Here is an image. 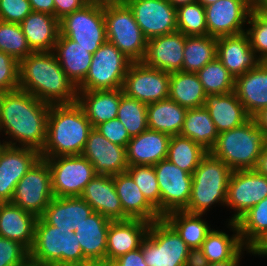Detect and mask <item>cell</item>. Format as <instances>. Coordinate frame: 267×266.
<instances>
[{
    "label": "cell",
    "instance_id": "6da1fadb",
    "mask_svg": "<svg viewBox=\"0 0 267 266\" xmlns=\"http://www.w3.org/2000/svg\"><path fill=\"white\" fill-rule=\"evenodd\" d=\"M50 106L20 88L5 92L0 115V135L7 136L3 143L40 152L46 141Z\"/></svg>",
    "mask_w": 267,
    "mask_h": 266
},
{
    "label": "cell",
    "instance_id": "7a4b0ae2",
    "mask_svg": "<svg viewBox=\"0 0 267 266\" xmlns=\"http://www.w3.org/2000/svg\"><path fill=\"white\" fill-rule=\"evenodd\" d=\"M19 88L49 105L77 102L78 88L53 52H32L19 61Z\"/></svg>",
    "mask_w": 267,
    "mask_h": 266
},
{
    "label": "cell",
    "instance_id": "3957f363",
    "mask_svg": "<svg viewBox=\"0 0 267 266\" xmlns=\"http://www.w3.org/2000/svg\"><path fill=\"white\" fill-rule=\"evenodd\" d=\"M93 129L83 108L77 103L51 105L41 158L82 155Z\"/></svg>",
    "mask_w": 267,
    "mask_h": 266
},
{
    "label": "cell",
    "instance_id": "277c9868",
    "mask_svg": "<svg viewBox=\"0 0 267 266\" xmlns=\"http://www.w3.org/2000/svg\"><path fill=\"white\" fill-rule=\"evenodd\" d=\"M29 258L44 266H93L83 255L74 231L61 230L38 217Z\"/></svg>",
    "mask_w": 267,
    "mask_h": 266
},
{
    "label": "cell",
    "instance_id": "5b68a950",
    "mask_svg": "<svg viewBox=\"0 0 267 266\" xmlns=\"http://www.w3.org/2000/svg\"><path fill=\"white\" fill-rule=\"evenodd\" d=\"M266 138L255 118L243 125L222 132L209 151L232 171L254 169Z\"/></svg>",
    "mask_w": 267,
    "mask_h": 266
},
{
    "label": "cell",
    "instance_id": "8992f818",
    "mask_svg": "<svg viewBox=\"0 0 267 266\" xmlns=\"http://www.w3.org/2000/svg\"><path fill=\"white\" fill-rule=\"evenodd\" d=\"M232 172L221 159L208 152L192 174L191 197L184 210L207 215L215 204L225 207Z\"/></svg>",
    "mask_w": 267,
    "mask_h": 266
},
{
    "label": "cell",
    "instance_id": "52a82bcc",
    "mask_svg": "<svg viewBox=\"0 0 267 266\" xmlns=\"http://www.w3.org/2000/svg\"><path fill=\"white\" fill-rule=\"evenodd\" d=\"M107 41L133 62L143 60L147 39L135 21L129 6L119 0H103Z\"/></svg>",
    "mask_w": 267,
    "mask_h": 266
},
{
    "label": "cell",
    "instance_id": "ba28073f",
    "mask_svg": "<svg viewBox=\"0 0 267 266\" xmlns=\"http://www.w3.org/2000/svg\"><path fill=\"white\" fill-rule=\"evenodd\" d=\"M133 63L114 44L103 43L92 56L85 79L78 91L114 90L123 87L124 78Z\"/></svg>",
    "mask_w": 267,
    "mask_h": 266
},
{
    "label": "cell",
    "instance_id": "9c48e42d",
    "mask_svg": "<svg viewBox=\"0 0 267 266\" xmlns=\"http://www.w3.org/2000/svg\"><path fill=\"white\" fill-rule=\"evenodd\" d=\"M60 34L94 54L107 41L103 0L89 1L66 15L60 20Z\"/></svg>",
    "mask_w": 267,
    "mask_h": 266
},
{
    "label": "cell",
    "instance_id": "30bf717a",
    "mask_svg": "<svg viewBox=\"0 0 267 266\" xmlns=\"http://www.w3.org/2000/svg\"><path fill=\"white\" fill-rule=\"evenodd\" d=\"M189 250L190 247L164 218L150 224L142 242V254L148 266H184Z\"/></svg>",
    "mask_w": 267,
    "mask_h": 266
},
{
    "label": "cell",
    "instance_id": "8fae6325",
    "mask_svg": "<svg viewBox=\"0 0 267 266\" xmlns=\"http://www.w3.org/2000/svg\"><path fill=\"white\" fill-rule=\"evenodd\" d=\"M51 171L54 197H80L85 186L97 174L83 155L43 158Z\"/></svg>",
    "mask_w": 267,
    "mask_h": 266
},
{
    "label": "cell",
    "instance_id": "7c38bea8",
    "mask_svg": "<svg viewBox=\"0 0 267 266\" xmlns=\"http://www.w3.org/2000/svg\"><path fill=\"white\" fill-rule=\"evenodd\" d=\"M53 198L50 167L40 158L17 183L11 203L40 217Z\"/></svg>",
    "mask_w": 267,
    "mask_h": 266
},
{
    "label": "cell",
    "instance_id": "4fadbf2b",
    "mask_svg": "<svg viewBox=\"0 0 267 266\" xmlns=\"http://www.w3.org/2000/svg\"><path fill=\"white\" fill-rule=\"evenodd\" d=\"M170 72L145 65L142 61L133 62L123 83V92L144 104L168 99Z\"/></svg>",
    "mask_w": 267,
    "mask_h": 266
},
{
    "label": "cell",
    "instance_id": "5bb4252c",
    "mask_svg": "<svg viewBox=\"0 0 267 266\" xmlns=\"http://www.w3.org/2000/svg\"><path fill=\"white\" fill-rule=\"evenodd\" d=\"M267 197V177L254 169L232 172L225 207L234 210L227 221L236 222L249 209Z\"/></svg>",
    "mask_w": 267,
    "mask_h": 266
},
{
    "label": "cell",
    "instance_id": "9a60e30c",
    "mask_svg": "<svg viewBox=\"0 0 267 266\" xmlns=\"http://www.w3.org/2000/svg\"><path fill=\"white\" fill-rule=\"evenodd\" d=\"M160 189L161 216L184 210L190 201L192 174L178 168L167 159L153 165Z\"/></svg>",
    "mask_w": 267,
    "mask_h": 266
},
{
    "label": "cell",
    "instance_id": "2e32d148",
    "mask_svg": "<svg viewBox=\"0 0 267 266\" xmlns=\"http://www.w3.org/2000/svg\"><path fill=\"white\" fill-rule=\"evenodd\" d=\"M255 7L252 0H218L204 7L208 35L218 38L246 32L245 24Z\"/></svg>",
    "mask_w": 267,
    "mask_h": 266
},
{
    "label": "cell",
    "instance_id": "e0dca14e",
    "mask_svg": "<svg viewBox=\"0 0 267 266\" xmlns=\"http://www.w3.org/2000/svg\"><path fill=\"white\" fill-rule=\"evenodd\" d=\"M132 10L148 40L177 31L176 8L168 0H119Z\"/></svg>",
    "mask_w": 267,
    "mask_h": 266
},
{
    "label": "cell",
    "instance_id": "ac0fdd59",
    "mask_svg": "<svg viewBox=\"0 0 267 266\" xmlns=\"http://www.w3.org/2000/svg\"><path fill=\"white\" fill-rule=\"evenodd\" d=\"M40 158L37 149L3 144L0 148V203L11 202L17 183Z\"/></svg>",
    "mask_w": 267,
    "mask_h": 266
},
{
    "label": "cell",
    "instance_id": "d6986e66",
    "mask_svg": "<svg viewBox=\"0 0 267 266\" xmlns=\"http://www.w3.org/2000/svg\"><path fill=\"white\" fill-rule=\"evenodd\" d=\"M82 155L93 165L97 175H117L128 168L126 147L114 144L93 128Z\"/></svg>",
    "mask_w": 267,
    "mask_h": 266
},
{
    "label": "cell",
    "instance_id": "ffe728a7",
    "mask_svg": "<svg viewBox=\"0 0 267 266\" xmlns=\"http://www.w3.org/2000/svg\"><path fill=\"white\" fill-rule=\"evenodd\" d=\"M185 43L186 36L179 31L148 39L142 62L170 73L181 71Z\"/></svg>",
    "mask_w": 267,
    "mask_h": 266
},
{
    "label": "cell",
    "instance_id": "44dd1931",
    "mask_svg": "<svg viewBox=\"0 0 267 266\" xmlns=\"http://www.w3.org/2000/svg\"><path fill=\"white\" fill-rule=\"evenodd\" d=\"M151 223L141 219L111 221L107 233L106 266L141 247Z\"/></svg>",
    "mask_w": 267,
    "mask_h": 266
},
{
    "label": "cell",
    "instance_id": "7402d4cb",
    "mask_svg": "<svg viewBox=\"0 0 267 266\" xmlns=\"http://www.w3.org/2000/svg\"><path fill=\"white\" fill-rule=\"evenodd\" d=\"M217 58L234 78L244 75L261 62L251 48L246 32L218 37Z\"/></svg>",
    "mask_w": 267,
    "mask_h": 266
},
{
    "label": "cell",
    "instance_id": "603a6c76",
    "mask_svg": "<svg viewBox=\"0 0 267 266\" xmlns=\"http://www.w3.org/2000/svg\"><path fill=\"white\" fill-rule=\"evenodd\" d=\"M110 222L108 218L94 212L74 231L84 257L93 266H106L107 233Z\"/></svg>",
    "mask_w": 267,
    "mask_h": 266
},
{
    "label": "cell",
    "instance_id": "cb8c5ba5",
    "mask_svg": "<svg viewBox=\"0 0 267 266\" xmlns=\"http://www.w3.org/2000/svg\"><path fill=\"white\" fill-rule=\"evenodd\" d=\"M88 205L111 221L129 219L124 213L117 195L113 176L97 175L80 196Z\"/></svg>",
    "mask_w": 267,
    "mask_h": 266
},
{
    "label": "cell",
    "instance_id": "d4e9b609",
    "mask_svg": "<svg viewBox=\"0 0 267 266\" xmlns=\"http://www.w3.org/2000/svg\"><path fill=\"white\" fill-rule=\"evenodd\" d=\"M234 92L251 118L266 108L267 64L261 61L255 68L236 77Z\"/></svg>",
    "mask_w": 267,
    "mask_h": 266
},
{
    "label": "cell",
    "instance_id": "484cf974",
    "mask_svg": "<svg viewBox=\"0 0 267 266\" xmlns=\"http://www.w3.org/2000/svg\"><path fill=\"white\" fill-rule=\"evenodd\" d=\"M37 219L34 214L11 202L0 203V237L17 241L30 251Z\"/></svg>",
    "mask_w": 267,
    "mask_h": 266
},
{
    "label": "cell",
    "instance_id": "4316f807",
    "mask_svg": "<svg viewBox=\"0 0 267 266\" xmlns=\"http://www.w3.org/2000/svg\"><path fill=\"white\" fill-rule=\"evenodd\" d=\"M93 213L81 197H54L40 217L51 226L72 232Z\"/></svg>",
    "mask_w": 267,
    "mask_h": 266
},
{
    "label": "cell",
    "instance_id": "83f0119b",
    "mask_svg": "<svg viewBox=\"0 0 267 266\" xmlns=\"http://www.w3.org/2000/svg\"><path fill=\"white\" fill-rule=\"evenodd\" d=\"M170 139V135L150 129L132 137L126 147L128 165H155L166 159Z\"/></svg>",
    "mask_w": 267,
    "mask_h": 266
},
{
    "label": "cell",
    "instance_id": "f1b7e54d",
    "mask_svg": "<svg viewBox=\"0 0 267 266\" xmlns=\"http://www.w3.org/2000/svg\"><path fill=\"white\" fill-rule=\"evenodd\" d=\"M113 179L123 213L129 219H141L152 223L163 218L157 209L145 198L127 172L113 175Z\"/></svg>",
    "mask_w": 267,
    "mask_h": 266
},
{
    "label": "cell",
    "instance_id": "f546056e",
    "mask_svg": "<svg viewBox=\"0 0 267 266\" xmlns=\"http://www.w3.org/2000/svg\"><path fill=\"white\" fill-rule=\"evenodd\" d=\"M204 107L219 134L239 127L251 118L234 91L228 94H208Z\"/></svg>",
    "mask_w": 267,
    "mask_h": 266
},
{
    "label": "cell",
    "instance_id": "4dcf8cb0",
    "mask_svg": "<svg viewBox=\"0 0 267 266\" xmlns=\"http://www.w3.org/2000/svg\"><path fill=\"white\" fill-rule=\"evenodd\" d=\"M33 52H52L60 34V21L50 14L34 12L20 23Z\"/></svg>",
    "mask_w": 267,
    "mask_h": 266
},
{
    "label": "cell",
    "instance_id": "1f68e13d",
    "mask_svg": "<svg viewBox=\"0 0 267 266\" xmlns=\"http://www.w3.org/2000/svg\"><path fill=\"white\" fill-rule=\"evenodd\" d=\"M123 89L78 91L77 103L83 108L88 120L97 125L117 118Z\"/></svg>",
    "mask_w": 267,
    "mask_h": 266
},
{
    "label": "cell",
    "instance_id": "d6a6232c",
    "mask_svg": "<svg viewBox=\"0 0 267 266\" xmlns=\"http://www.w3.org/2000/svg\"><path fill=\"white\" fill-rule=\"evenodd\" d=\"M52 52L65 74L78 86L89 71L93 54L61 34H59Z\"/></svg>",
    "mask_w": 267,
    "mask_h": 266
},
{
    "label": "cell",
    "instance_id": "836d02e7",
    "mask_svg": "<svg viewBox=\"0 0 267 266\" xmlns=\"http://www.w3.org/2000/svg\"><path fill=\"white\" fill-rule=\"evenodd\" d=\"M187 110L169 98L148 104V129L170 136L180 135Z\"/></svg>",
    "mask_w": 267,
    "mask_h": 266
},
{
    "label": "cell",
    "instance_id": "e575fe53",
    "mask_svg": "<svg viewBox=\"0 0 267 266\" xmlns=\"http://www.w3.org/2000/svg\"><path fill=\"white\" fill-rule=\"evenodd\" d=\"M226 225L232 235L212 228L202 243L201 249L209 263L231 260L244 247L237 223L228 221Z\"/></svg>",
    "mask_w": 267,
    "mask_h": 266
},
{
    "label": "cell",
    "instance_id": "d590c367",
    "mask_svg": "<svg viewBox=\"0 0 267 266\" xmlns=\"http://www.w3.org/2000/svg\"><path fill=\"white\" fill-rule=\"evenodd\" d=\"M206 96L197 73L182 71L170 73L169 99L184 108L193 109L203 107Z\"/></svg>",
    "mask_w": 267,
    "mask_h": 266
},
{
    "label": "cell",
    "instance_id": "8d00e7d4",
    "mask_svg": "<svg viewBox=\"0 0 267 266\" xmlns=\"http://www.w3.org/2000/svg\"><path fill=\"white\" fill-rule=\"evenodd\" d=\"M203 214L189 213L185 210L172 211L163 218L176 230L190 248H201L211 225ZM205 219V220H204Z\"/></svg>",
    "mask_w": 267,
    "mask_h": 266
},
{
    "label": "cell",
    "instance_id": "74e56055",
    "mask_svg": "<svg viewBox=\"0 0 267 266\" xmlns=\"http://www.w3.org/2000/svg\"><path fill=\"white\" fill-rule=\"evenodd\" d=\"M236 223L242 244L254 252L267 238V197L249 209Z\"/></svg>",
    "mask_w": 267,
    "mask_h": 266
},
{
    "label": "cell",
    "instance_id": "f35d334b",
    "mask_svg": "<svg viewBox=\"0 0 267 266\" xmlns=\"http://www.w3.org/2000/svg\"><path fill=\"white\" fill-rule=\"evenodd\" d=\"M180 135L202 145L209 152L219 133L208 110L203 106L187 110Z\"/></svg>",
    "mask_w": 267,
    "mask_h": 266
},
{
    "label": "cell",
    "instance_id": "ab89813d",
    "mask_svg": "<svg viewBox=\"0 0 267 266\" xmlns=\"http://www.w3.org/2000/svg\"><path fill=\"white\" fill-rule=\"evenodd\" d=\"M182 72L197 73L217 57V37L210 35L186 36Z\"/></svg>",
    "mask_w": 267,
    "mask_h": 266
},
{
    "label": "cell",
    "instance_id": "60d3db41",
    "mask_svg": "<svg viewBox=\"0 0 267 266\" xmlns=\"http://www.w3.org/2000/svg\"><path fill=\"white\" fill-rule=\"evenodd\" d=\"M208 151L188 137L172 135L166 159L178 168L193 174Z\"/></svg>",
    "mask_w": 267,
    "mask_h": 266
},
{
    "label": "cell",
    "instance_id": "b9f144b4",
    "mask_svg": "<svg viewBox=\"0 0 267 266\" xmlns=\"http://www.w3.org/2000/svg\"><path fill=\"white\" fill-rule=\"evenodd\" d=\"M206 94H228L234 91L235 78L216 57L197 72Z\"/></svg>",
    "mask_w": 267,
    "mask_h": 266
},
{
    "label": "cell",
    "instance_id": "7bdbcfd3",
    "mask_svg": "<svg viewBox=\"0 0 267 266\" xmlns=\"http://www.w3.org/2000/svg\"><path fill=\"white\" fill-rule=\"evenodd\" d=\"M117 118L124 125L131 137L137 136L148 129L147 104L123 94L121 96Z\"/></svg>",
    "mask_w": 267,
    "mask_h": 266
},
{
    "label": "cell",
    "instance_id": "ee69618b",
    "mask_svg": "<svg viewBox=\"0 0 267 266\" xmlns=\"http://www.w3.org/2000/svg\"><path fill=\"white\" fill-rule=\"evenodd\" d=\"M176 19L177 31L185 36L208 35L205 8L199 2L178 7Z\"/></svg>",
    "mask_w": 267,
    "mask_h": 266
},
{
    "label": "cell",
    "instance_id": "f6af8a7d",
    "mask_svg": "<svg viewBox=\"0 0 267 266\" xmlns=\"http://www.w3.org/2000/svg\"><path fill=\"white\" fill-rule=\"evenodd\" d=\"M0 51L11 55L18 61L33 52L27 43L20 24L0 20Z\"/></svg>",
    "mask_w": 267,
    "mask_h": 266
},
{
    "label": "cell",
    "instance_id": "bcb514c9",
    "mask_svg": "<svg viewBox=\"0 0 267 266\" xmlns=\"http://www.w3.org/2000/svg\"><path fill=\"white\" fill-rule=\"evenodd\" d=\"M126 172L132 177L145 198L161 215V197L153 165L128 166Z\"/></svg>",
    "mask_w": 267,
    "mask_h": 266
},
{
    "label": "cell",
    "instance_id": "7dc6e473",
    "mask_svg": "<svg viewBox=\"0 0 267 266\" xmlns=\"http://www.w3.org/2000/svg\"><path fill=\"white\" fill-rule=\"evenodd\" d=\"M246 33L249 36L251 48L256 56L264 61L267 58V16L255 7L248 18Z\"/></svg>",
    "mask_w": 267,
    "mask_h": 266
},
{
    "label": "cell",
    "instance_id": "c3c4849f",
    "mask_svg": "<svg viewBox=\"0 0 267 266\" xmlns=\"http://www.w3.org/2000/svg\"><path fill=\"white\" fill-rule=\"evenodd\" d=\"M19 88V61L0 51V89L9 92Z\"/></svg>",
    "mask_w": 267,
    "mask_h": 266
},
{
    "label": "cell",
    "instance_id": "681fc988",
    "mask_svg": "<svg viewBox=\"0 0 267 266\" xmlns=\"http://www.w3.org/2000/svg\"><path fill=\"white\" fill-rule=\"evenodd\" d=\"M29 258V251L17 241L0 237V266H19Z\"/></svg>",
    "mask_w": 267,
    "mask_h": 266
},
{
    "label": "cell",
    "instance_id": "f907efd6",
    "mask_svg": "<svg viewBox=\"0 0 267 266\" xmlns=\"http://www.w3.org/2000/svg\"><path fill=\"white\" fill-rule=\"evenodd\" d=\"M29 0H0V20L20 24L32 12Z\"/></svg>",
    "mask_w": 267,
    "mask_h": 266
},
{
    "label": "cell",
    "instance_id": "816d5d0a",
    "mask_svg": "<svg viewBox=\"0 0 267 266\" xmlns=\"http://www.w3.org/2000/svg\"><path fill=\"white\" fill-rule=\"evenodd\" d=\"M104 137L114 144L127 147L131 136L118 118L103 122L95 127Z\"/></svg>",
    "mask_w": 267,
    "mask_h": 266
},
{
    "label": "cell",
    "instance_id": "f5cc1de1",
    "mask_svg": "<svg viewBox=\"0 0 267 266\" xmlns=\"http://www.w3.org/2000/svg\"><path fill=\"white\" fill-rule=\"evenodd\" d=\"M88 2V0H54L55 17L60 21L66 15L81 9Z\"/></svg>",
    "mask_w": 267,
    "mask_h": 266
},
{
    "label": "cell",
    "instance_id": "db71d44e",
    "mask_svg": "<svg viewBox=\"0 0 267 266\" xmlns=\"http://www.w3.org/2000/svg\"><path fill=\"white\" fill-rule=\"evenodd\" d=\"M109 266H148L142 254V244L141 247L118 257Z\"/></svg>",
    "mask_w": 267,
    "mask_h": 266
},
{
    "label": "cell",
    "instance_id": "11a10c76",
    "mask_svg": "<svg viewBox=\"0 0 267 266\" xmlns=\"http://www.w3.org/2000/svg\"><path fill=\"white\" fill-rule=\"evenodd\" d=\"M209 262L201 248H190L184 266H208Z\"/></svg>",
    "mask_w": 267,
    "mask_h": 266
},
{
    "label": "cell",
    "instance_id": "9f6ffc18",
    "mask_svg": "<svg viewBox=\"0 0 267 266\" xmlns=\"http://www.w3.org/2000/svg\"><path fill=\"white\" fill-rule=\"evenodd\" d=\"M34 12H41L55 16L54 0H29Z\"/></svg>",
    "mask_w": 267,
    "mask_h": 266
},
{
    "label": "cell",
    "instance_id": "6f0895ef",
    "mask_svg": "<svg viewBox=\"0 0 267 266\" xmlns=\"http://www.w3.org/2000/svg\"><path fill=\"white\" fill-rule=\"evenodd\" d=\"M246 251L250 255H253V251L248 247H243L231 260H226L223 262L209 263L208 266H240V261L243 258V254Z\"/></svg>",
    "mask_w": 267,
    "mask_h": 266
},
{
    "label": "cell",
    "instance_id": "680465c9",
    "mask_svg": "<svg viewBox=\"0 0 267 266\" xmlns=\"http://www.w3.org/2000/svg\"><path fill=\"white\" fill-rule=\"evenodd\" d=\"M254 170L260 175H264L267 177V141L265 142L262 152L258 157Z\"/></svg>",
    "mask_w": 267,
    "mask_h": 266
},
{
    "label": "cell",
    "instance_id": "91938a15",
    "mask_svg": "<svg viewBox=\"0 0 267 266\" xmlns=\"http://www.w3.org/2000/svg\"><path fill=\"white\" fill-rule=\"evenodd\" d=\"M254 118L256 119L259 127L262 129L267 140V107L259 112Z\"/></svg>",
    "mask_w": 267,
    "mask_h": 266
},
{
    "label": "cell",
    "instance_id": "94428289",
    "mask_svg": "<svg viewBox=\"0 0 267 266\" xmlns=\"http://www.w3.org/2000/svg\"><path fill=\"white\" fill-rule=\"evenodd\" d=\"M267 257V238L262 242V244L253 252V256Z\"/></svg>",
    "mask_w": 267,
    "mask_h": 266
},
{
    "label": "cell",
    "instance_id": "6125c7cd",
    "mask_svg": "<svg viewBox=\"0 0 267 266\" xmlns=\"http://www.w3.org/2000/svg\"><path fill=\"white\" fill-rule=\"evenodd\" d=\"M172 6H174L176 9L180 6L191 4L196 2V0H168Z\"/></svg>",
    "mask_w": 267,
    "mask_h": 266
},
{
    "label": "cell",
    "instance_id": "be15d7a7",
    "mask_svg": "<svg viewBox=\"0 0 267 266\" xmlns=\"http://www.w3.org/2000/svg\"><path fill=\"white\" fill-rule=\"evenodd\" d=\"M256 7L267 16V0H259Z\"/></svg>",
    "mask_w": 267,
    "mask_h": 266
},
{
    "label": "cell",
    "instance_id": "e7e4bbea",
    "mask_svg": "<svg viewBox=\"0 0 267 266\" xmlns=\"http://www.w3.org/2000/svg\"><path fill=\"white\" fill-rule=\"evenodd\" d=\"M19 266H44V265L40 264L39 262H35V261L31 260L30 258H28L23 264H21Z\"/></svg>",
    "mask_w": 267,
    "mask_h": 266
},
{
    "label": "cell",
    "instance_id": "03108f58",
    "mask_svg": "<svg viewBox=\"0 0 267 266\" xmlns=\"http://www.w3.org/2000/svg\"><path fill=\"white\" fill-rule=\"evenodd\" d=\"M196 1L199 2L203 7H206L208 5L217 2L218 0H196Z\"/></svg>",
    "mask_w": 267,
    "mask_h": 266
},
{
    "label": "cell",
    "instance_id": "003e7915",
    "mask_svg": "<svg viewBox=\"0 0 267 266\" xmlns=\"http://www.w3.org/2000/svg\"><path fill=\"white\" fill-rule=\"evenodd\" d=\"M5 95V92L0 89V115H1V105H2V100Z\"/></svg>",
    "mask_w": 267,
    "mask_h": 266
},
{
    "label": "cell",
    "instance_id": "a7ac6f4b",
    "mask_svg": "<svg viewBox=\"0 0 267 266\" xmlns=\"http://www.w3.org/2000/svg\"><path fill=\"white\" fill-rule=\"evenodd\" d=\"M3 141H1V139H0V148L3 146Z\"/></svg>",
    "mask_w": 267,
    "mask_h": 266
},
{
    "label": "cell",
    "instance_id": "89a4df30",
    "mask_svg": "<svg viewBox=\"0 0 267 266\" xmlns=\"http://www.w3.org/2000/svg\"><path fill=\"white\" fill-rule=\"evenodd\" d=\"M258 1H259V0H253V2H254L255 4H257V3H258Z\"/></svg>",
    "mask_w": 267,
    "mask_h": 266
}]
</instances>
